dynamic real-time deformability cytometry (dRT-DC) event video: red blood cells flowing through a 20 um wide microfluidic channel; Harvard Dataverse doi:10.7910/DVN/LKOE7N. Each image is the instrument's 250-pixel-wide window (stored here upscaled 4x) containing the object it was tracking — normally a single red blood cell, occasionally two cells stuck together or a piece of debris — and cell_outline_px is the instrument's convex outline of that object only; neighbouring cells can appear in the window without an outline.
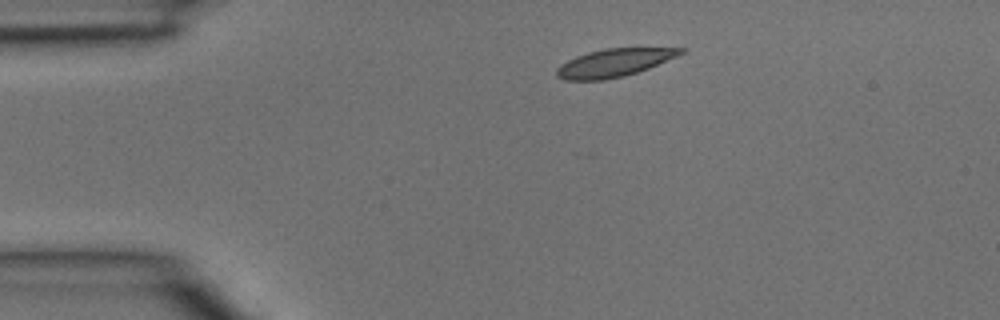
{"species": "common noctule bat (a hibernating species)", "species_latin": "Nyctalus noctula", "temperature_condition": "room temperature", "stored_images_in_passage": 32, "camera_frame_rate_fps": 3000, "um_per_image_px": 0.085, "animal": {"sex": "male", "body_mass_g": 15.6}, "frame": {"image": 1, "passage_image": 1, "time_ms": 0.0, "image_size_px": [1000, 320], "cell_outline_px": [[684, 52], [676, 56], [648, 68], [624, 76], [604, 80], [564, 80], [556, 76], [556, 68], [560, 64], [576, 56], [588, 52], [604, 48], [684, 48]], "centroid_in_image_um": [52.13, 5.34], "position_along_channel_um": 32.9, "area_um2": 20.0}}
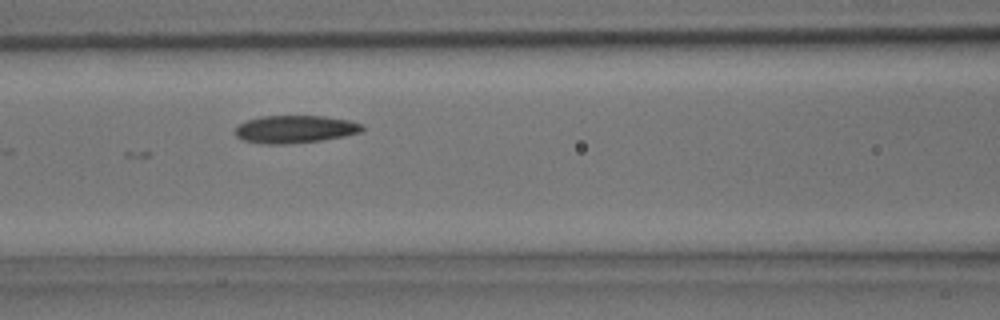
{"frame": {"image": 2, "passage_image": 10, "time_ms": 3.0, "image_size_px": [1000, 320], "cell_outline_px": [[364, 132], [344, 136], [320, 140], [288, 144], [264, 144], [244, 140], [236, 136], [236, 128], [240, 124], [248, 120], [260, 116], [324, 116], [348, 120], [360, 124], [364, 128]], "centroid_in_image_um": [25.09, 10.98], "position_along_channel_um": 141.5, "area_um2": 20.35}}
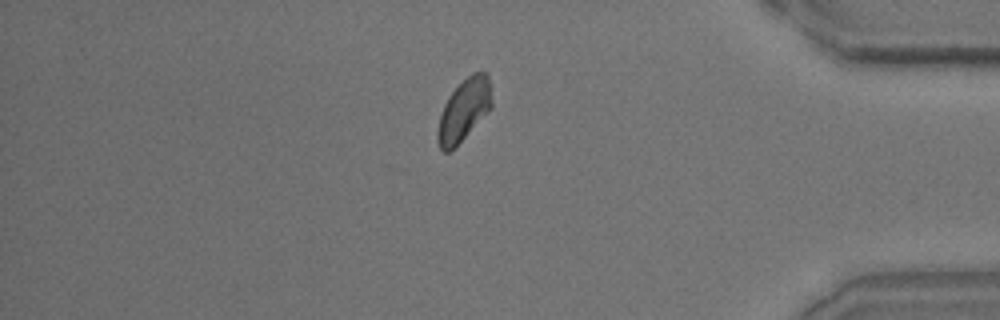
{"frame": {"image": 3, "passage_image": 27, "time_ms": 8.667, "image_size_px": [1000, 320], "cell_outline_px": [[492, 108], [448, 152], [444, 152], [440, 148], [436, 140], [436, 132], [440, 116], [444, 104], [448, 96], [472, 72], [488, 72], [492, 100]], "centroid_in_image_um": [39.43, 9.32], "position_along_channel_um": 395.8, "area_um2": 19.19}}